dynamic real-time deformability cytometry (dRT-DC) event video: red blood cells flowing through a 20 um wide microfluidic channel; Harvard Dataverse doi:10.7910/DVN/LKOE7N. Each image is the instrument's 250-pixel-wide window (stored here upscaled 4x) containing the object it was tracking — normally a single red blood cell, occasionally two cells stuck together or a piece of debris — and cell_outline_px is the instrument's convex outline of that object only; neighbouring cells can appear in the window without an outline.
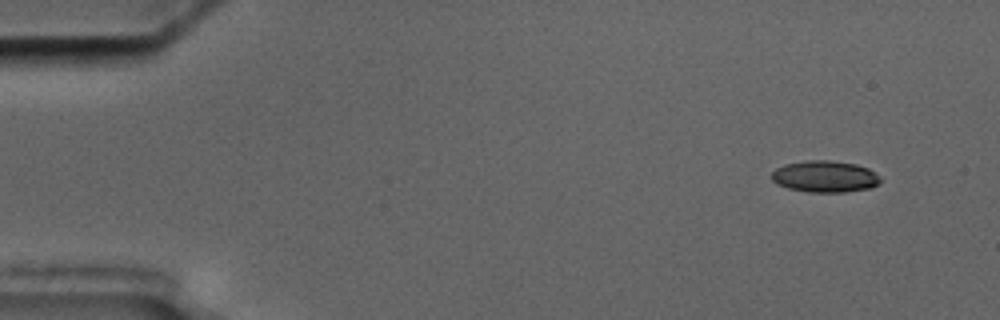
{"species": "common noctule bat (a hibernating species)", "species_latin": "Nyctalus noctula", "temperature_condition": "cold", "stored_images_in_passage": 5, "camera_frame_rate_fps": 3000, "um_per_image_px": 0.085, "animal": {"sex": "male", "body_mass_g": 17.5, "forearm_length_mm": 52.3}, "frame": {"image": 1, "passage_image": 2, "time_ms": 1.0, "image_size_px": [1000, 320], "cell_outline_px": [[880, 184], [868, 188], [844, 192], [808, 192], [788, 188], [776, 184], [772, 180], [772, 172], [776, 168], [784, 164], [808, 160], [828, 160], [856, 164], [868, 168], [880, 176]], "centroid_in_image_um": [70.1, 15.0], "position_along_channel_um": 14.9, "area_um2": 20.06}}